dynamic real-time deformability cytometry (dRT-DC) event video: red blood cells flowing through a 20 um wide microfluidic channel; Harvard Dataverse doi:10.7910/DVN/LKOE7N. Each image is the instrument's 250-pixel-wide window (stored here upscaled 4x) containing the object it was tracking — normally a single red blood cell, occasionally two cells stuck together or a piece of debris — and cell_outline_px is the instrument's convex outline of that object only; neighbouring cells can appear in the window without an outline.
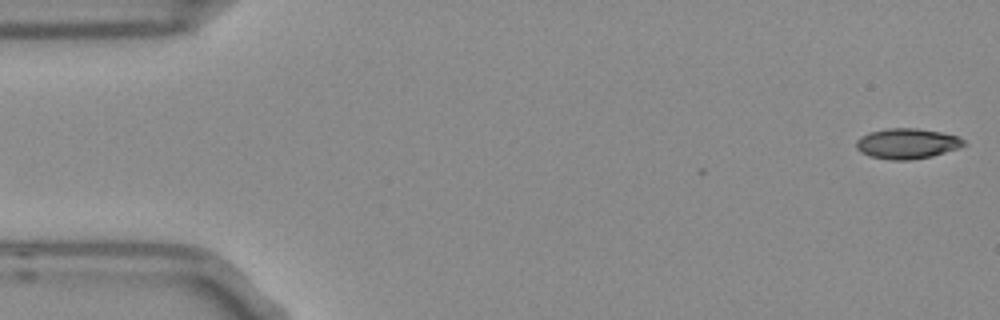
{"species": "Egyptian fruit bat (a non-hibernating species)", "species_latin": "Rousettus aegyptiacus", "temperature_condition": "room temperature", "stored_images_in_passage": 11, "camera_frame_rate_fps": 3000, "um_per_image_px": 0.085, "frame": {"image": 1, "passage_image": 1, "time_ms": 0.0, "image_size_px": [1000, 320], "cell_outline_px": [[968, 144], [960, 148], [932, 156], [908, 160], [892, 160], [868, 156], [860, 152], [856, 148], [856, 140], [860, 136], [868, 132], [888, 128], [916, 128], [940, 132], [956, 136], [964, 140]], "centroid_in_image_um": [77.08, 12.2], "position_along_channel_um": 7.9, "area_um2": 19.19}}